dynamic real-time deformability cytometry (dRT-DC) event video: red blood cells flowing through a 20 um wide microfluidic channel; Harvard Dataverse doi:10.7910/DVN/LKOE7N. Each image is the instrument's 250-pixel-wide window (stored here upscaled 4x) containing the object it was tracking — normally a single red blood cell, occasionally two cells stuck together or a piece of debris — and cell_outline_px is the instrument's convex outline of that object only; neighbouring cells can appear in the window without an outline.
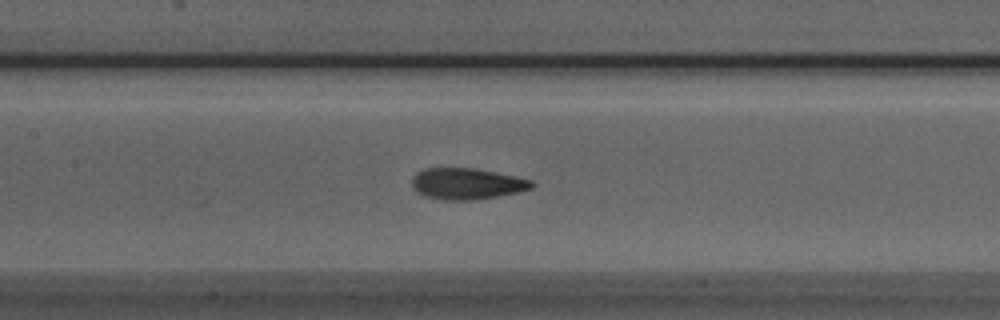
{"species": "Egyptian fruit bat (a non-hibernating species)", "species_latin": "Rousettus aegyptiacus", "temperature_condition": "room temperature", "stored_images_in_passage": 36, "camera_frame_rate_fps": 3000, "um_per_image_px": 0.085, "animal": {"sex": "male"}, "frame": {"image": 1, "passage_image": 11, "time_ms": 3.333, "image_size_px": [1000, 320], "cell_outline_px": [[536, 184], [532, 188], [520, 192], [472, 200], [444, 200], [424, 196], [416, 192], [412, 188], [412, 176], [416, 172], [424, 168], [476, 168], [516, 176], [532, 180]], "centroid_in_image_um": [39.67, 15.61], "position_along_channel_um": 167.7, "area_um2": 22.08}}
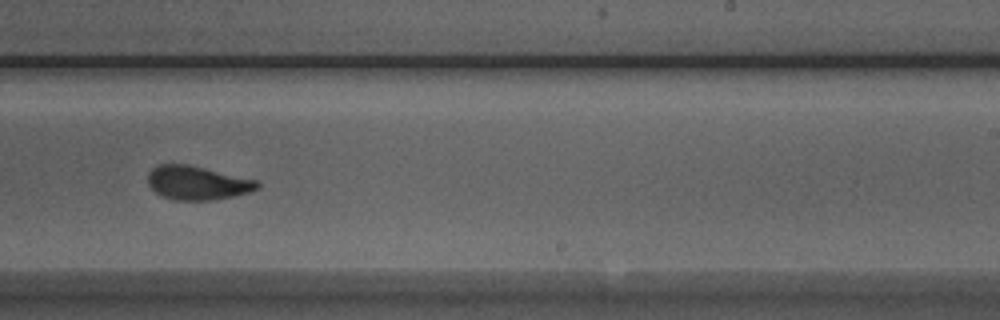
{"frame": {"image": 2, "passage_image": 19, "time_ms": 6.0, "image_size_px": [1000, 320], "cell_outline_px": [[260, 188], [248, 192], [232, 196], [212, 200], [172, 200], [160, 196], [148, 184], [148, 172], [152, 168], [160, 164], [184, 164], [256, 180], [260, 184]], "centroid_in_image_um": [16.73, 15.56], "position_along_channel_um": 272.3, "area_um2": 21.27}}
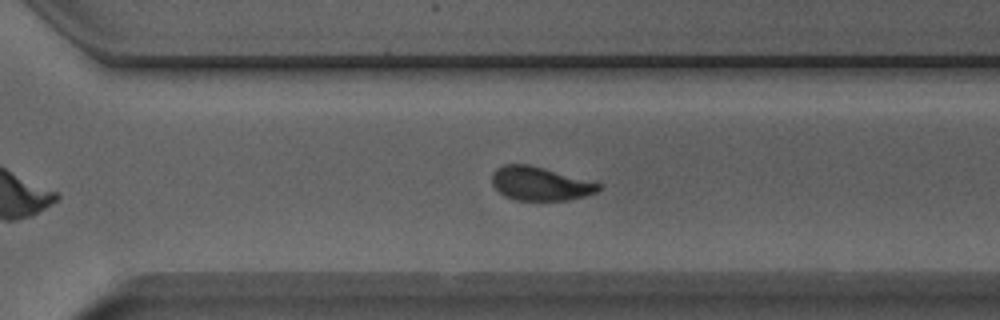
{"frame": {"image": 3, "passage_image": 23, "time_ms": 7.333, "image_size_px": [1000, 320], "cell_outline_px": [[600, 188], [596, 192], [584, 196], [568, 200], [516, 200], [504, 196], [492, 184], [492, 172], [496, 168], [504, 164], [528, 164], [544, 168], [600, 184]], "centroid_in_image_um": [45.85, 15.61], "position_along_channel_um": 324.8, "area_um2": 20.63}, "authors_computed_cell_mechanics": {"area_um2": 21.9062, "velocity_mm_per_s": 3.9397, "shape_relaxation_time_tau1_ms": 3.207, "shape_relaxation_time_tau2_ms": 1.5171, "deformation_change_tau1": 0.1316, "deformation_change_tau2": 0.0748}}